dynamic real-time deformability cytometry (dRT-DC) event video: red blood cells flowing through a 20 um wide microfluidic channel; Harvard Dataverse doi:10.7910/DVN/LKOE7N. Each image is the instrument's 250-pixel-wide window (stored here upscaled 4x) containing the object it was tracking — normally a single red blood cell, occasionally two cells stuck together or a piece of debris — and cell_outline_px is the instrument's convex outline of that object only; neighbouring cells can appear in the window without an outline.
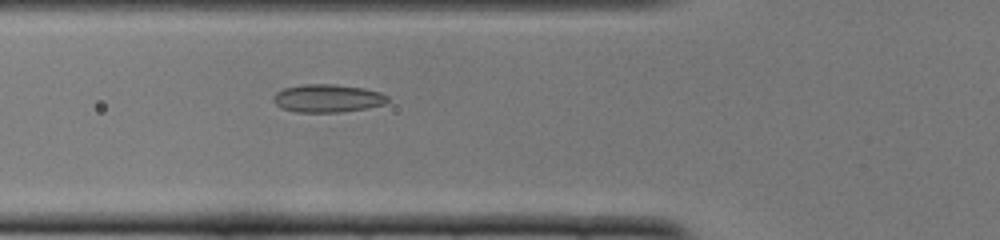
{"species": "common noctule bat (a hibernating species)", "species_latin": "Nyctalus noctula", "temperature_condition": "cold", "stored_images_in_passage": 49, "camera_frame_rate_fps": 3000, "um_per_image_px": 0.085, "animal": {"sex": "female", "body_mass_g": 22.0, "forearm_length_mm": 56.7}, "frame": {"image": 1, "passage_image": 16, "time_ms": 5.0, "image_size_px": [1000, 240], "cell_outline_px": [[388, 100], [384, 104], [368, 108], [340, 112], [296, 112], [280, 108], [272, 100], [272, 96], [276, 92], [284, 88], [304, 84], [332, 84], [364, 88], [380, 92], [388, 96]], "centroid_in_image_um": [27.82, 8.36], "position_along_channel_um": 98.0, "area_um2": 18.73}}
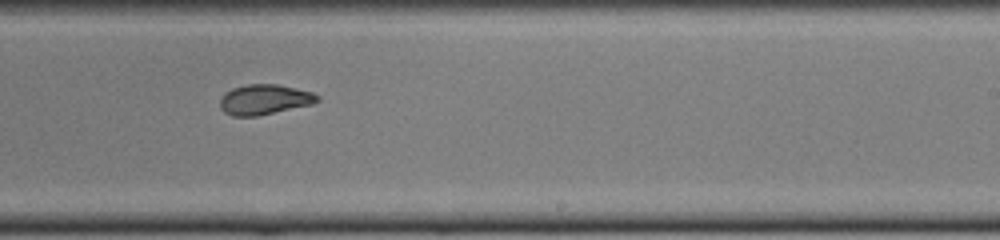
{"frame": {"image": 2, "passage_image": 29, "time_ms": 9.333, "image_size_px": [1000, 240], "cell_outline_px": [[320, 100], [312, 104], [256, 116], [232, 116], [224, 112], [220, 108], [220, 96], [224, 92], [232, 88], [248, 84], [276, 84], [296, 88], [312, 92], [320, 96]], "centroid_in_image_um": [22.45, 8.45], "position_along_channel_um": 266.6, "area_um2": 17.17}}
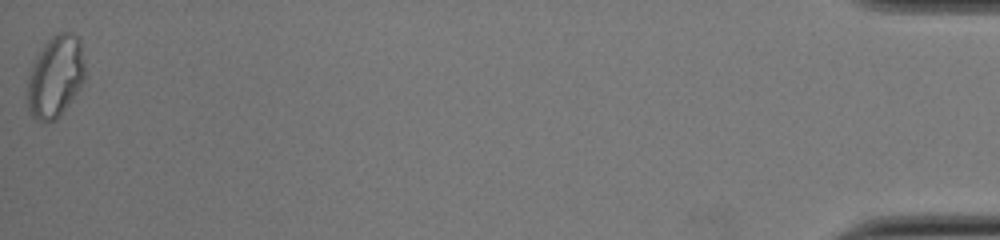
{"frame": {"image": 3, "passage_image": 49, "time_ms": 16.0, "image_size_px": [1000, 240], "cell_outline_px": [[84, 80], [80, 88], [60, 116], [56, 120], [48, 124], [44, 124], [36, 120], [32, 116], [28, 108], [28, 76], [32, 64], [36, 56], [44, 44], [52, 36], [60, 32], [72, 32], [80, 40], [84, 64]], "centroid_in_image_um": [4.7, 6.55], "position_along_channel_um": 430.5, "area_um2": 27.63}, "authors_computed_cell_mechanics": {"area_um2": 18.4382, "velocity_mm_per_s": 3.9031, "shape_relaxation_time_tau1_ms": null, "shape_relaxation_time_tau2_ms": 1.3297, "deformation_change_tau1": null, "deformation_change_tau2": 0.0539}}